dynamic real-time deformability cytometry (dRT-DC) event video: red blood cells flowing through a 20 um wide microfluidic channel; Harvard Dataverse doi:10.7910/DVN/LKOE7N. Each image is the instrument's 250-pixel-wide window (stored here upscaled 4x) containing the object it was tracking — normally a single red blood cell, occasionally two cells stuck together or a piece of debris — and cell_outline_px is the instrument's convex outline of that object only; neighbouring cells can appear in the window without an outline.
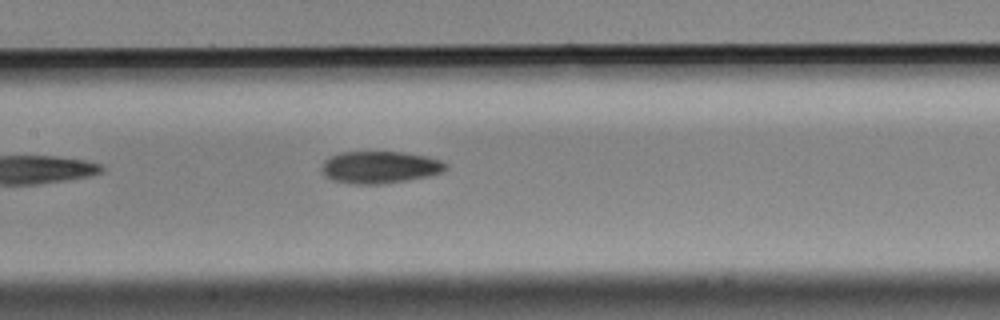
{"species": "Egyptian fruit bat (a non-hibernating species)", "species_latin": "Rousettus aegyptiacus", "temperature_condition": "cold", "stored_images_in_passage": 7, "camera_frame_rate_fps": 3000, "um_per_image_px": 0.085, "animal": {"sex": "male"}, "frame": {"image": 1, "passage_image": 7, "time_ms": 2.0, "image_size_px": [1000, 320], "cell_outline_px": [[448, 168], [444, 172], [428, 176], [384, 184], [348, 184], [332, 180], [324, 176], [320, 168], [324, 160], [340, 152], [404, 152], [428, 156], [440, 160], [448, 164]], "centroid_in_image_um": [32.29, 14.22], "position_along_channel_um": 175.1, "area_um2": 23.58}}